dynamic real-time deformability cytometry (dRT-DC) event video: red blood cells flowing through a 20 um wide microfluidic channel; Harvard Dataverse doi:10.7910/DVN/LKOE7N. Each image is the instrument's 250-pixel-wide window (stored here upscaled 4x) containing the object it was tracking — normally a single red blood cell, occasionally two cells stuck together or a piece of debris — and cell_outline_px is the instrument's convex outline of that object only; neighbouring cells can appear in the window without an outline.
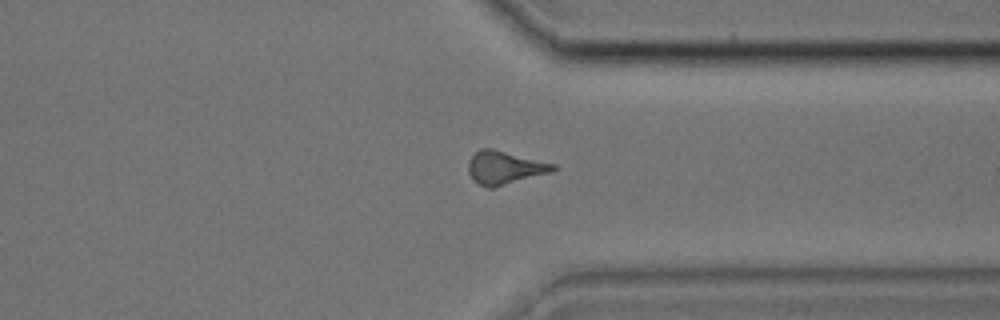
{"species": "common noctule bat (a hibernating species)", "species_latin": "Nyctalus noctula", "temperature_condition": "cold", "stored_images_in_passage": 31, "camera_frame_rate_fps": 3000, "um_per_image_px": 0.085, "animal": {"sex": "male", "body_mass_g": 17.9, "forearm_length_mm": 54.2}, "frame": {"image": 1, "passage_image": 27, "time_ms": 8.667, "image_size_px": [1000, 320], "cell_outline_px": [[560, 168], [552, 172], [492, 188], [488, 188], [472, 180], [468, 172], [468, 160], [480, 148], [492, 148], [556, 164]], "centroid_in_image_um": [42.91, 14.25], "position_along_channel_um": 368.5, "area_um2": 16.53}}